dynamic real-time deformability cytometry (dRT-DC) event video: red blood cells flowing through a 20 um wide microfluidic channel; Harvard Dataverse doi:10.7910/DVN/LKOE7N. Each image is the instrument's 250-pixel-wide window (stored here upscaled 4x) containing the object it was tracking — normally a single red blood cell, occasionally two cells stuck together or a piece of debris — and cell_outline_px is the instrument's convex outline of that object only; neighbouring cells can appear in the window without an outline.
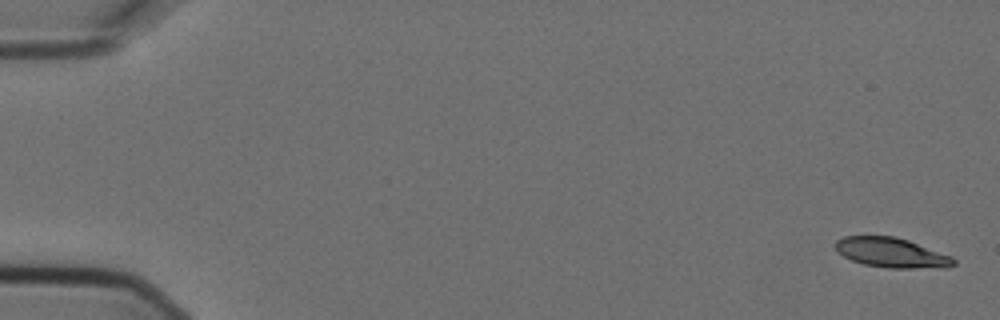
{"species": "Egyptian fruit bat (a non-hibernating species)", "species_latin": "Rousettus aegyptiacus", "temperature_condition": "cold", "stored_images_in_passage": 5, "camera_frame_rate_fps": 3000, "um_per_image_px": 0.085, "animal": {"sex": "female"}, "frame": {"image": 1, "passage_image": 1, "time_ms": 0.0, "image_size_px": [1000, 320], "cell_outline_px": [[956, 264], [912, 268], [888, 268], [864, 264], [852, 260], [836, 252], [836, 240], [844, 236], [896, 236], [908, 240], [952, 256], [956, 260]], "centroid_in_image_um": [75.71, 21.45], "position_along_channel_um": 9.3, "area_um2": 20.11}}